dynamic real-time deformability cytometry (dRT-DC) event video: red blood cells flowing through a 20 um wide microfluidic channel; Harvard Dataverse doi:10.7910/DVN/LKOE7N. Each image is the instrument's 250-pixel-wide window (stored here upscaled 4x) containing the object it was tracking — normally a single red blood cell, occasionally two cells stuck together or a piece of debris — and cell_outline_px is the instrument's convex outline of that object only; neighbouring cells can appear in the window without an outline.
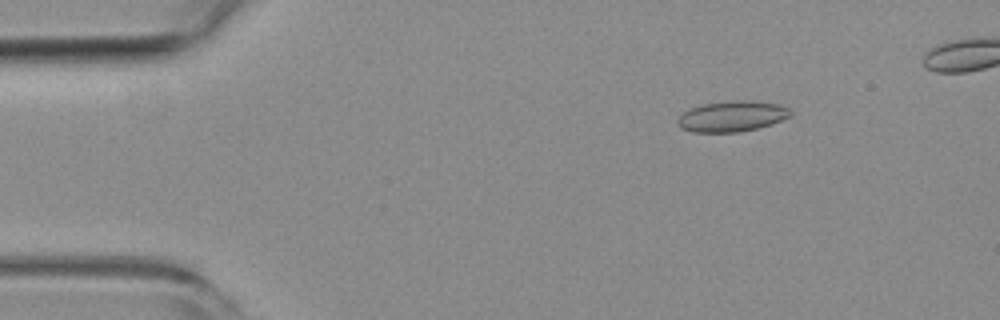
{"species": "common noctule bat (a hibernating species)", "species_latin": "Nyctalus noctula", "temperature_condition": "room temperature", "stored_images_in_passage": 12, "camera_frame_rate_fps": 3000, "um_per_image_px": 0.085, "animal": {"sex": "female", "body_mass_g": 19.3, "forearm_length_mm": 54.1}, "frame": {"image": 1, "passage_image": 1, "time_ms": 0.0, "image_size_px": [1000, 320], "cell_outline_px": [[792, 112], [788, 116], [772, 124], [740, 132], [692, 132], [680, 128], [676, 124], [676, 120], [688, 108], [704, 104], [740, 100], [780, 104], [788, 108]], "centroid_in_image_um": [62.16, 9.9], "position_along_channel_um": 22.8, "area_um2": 20.0}}
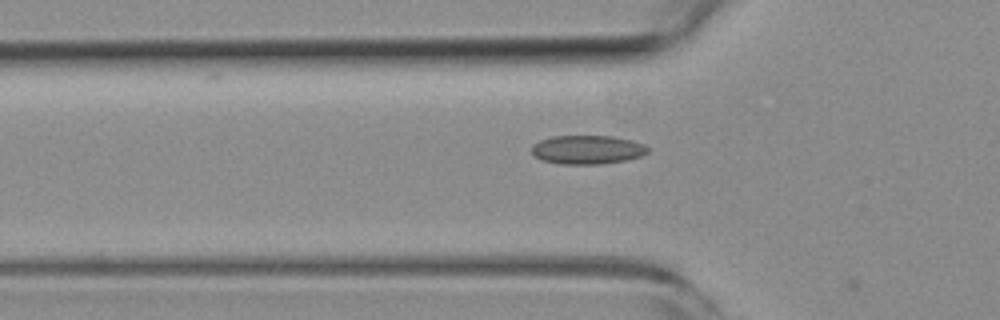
{"frame": {"image": 2, "passage_image": 11, "time_ms": 3.333, "image_size_px": [1000, 320], "cell_outline_px": [[648, 152], [640, 156], [624, 160], [600, 164], [560, 164], [540, 160], [532, 152], [532, 144], [540, 140], [552, 136], [612, 136], [632, 140], [644, 144], [648, 148]], "centroid_in_image_um": [49.9, 12.72], "position_along_channel_um": 75.9, "area_um2": 19.48}}